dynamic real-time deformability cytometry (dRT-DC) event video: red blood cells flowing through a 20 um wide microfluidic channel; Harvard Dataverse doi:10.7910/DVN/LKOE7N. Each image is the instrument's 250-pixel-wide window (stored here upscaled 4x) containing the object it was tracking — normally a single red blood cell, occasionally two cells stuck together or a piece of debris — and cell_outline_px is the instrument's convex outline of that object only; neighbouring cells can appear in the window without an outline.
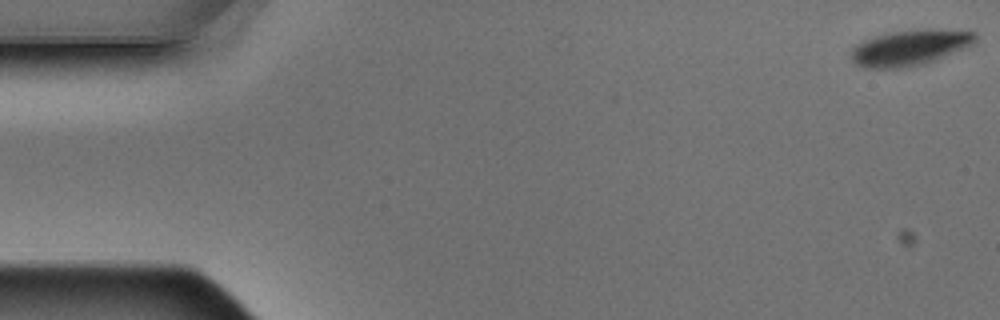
{"species": "Egyptian fruit bat (a non-hibernating species)", "species_latin": "Rousettus aegyptiacus", "temperature_condition": "warm", "stored_images_in_passage": 4, "camera_frame_rate_fps": 3000, "um_per_image_px": 0.085, "animal": {"sex": "male"}, "frame": {"image": 1, "passage_image": 1, "time_ms": 0.0, "image_size_px": [1000, 320], "cell_outline_px": [[976, 40], [968, 48], [936, 60], [924, 64], [900, 68], [864, 68], [856, 64], [848, 56], [852, 48], [856, 44], [864, 40], [888, 32], [924, 28], [932, 28], [976, 32]], "centroid_in_image_um": [77.35, 4.04], "position_along_channel_um": 7.7, "area_um2": 26.36}}